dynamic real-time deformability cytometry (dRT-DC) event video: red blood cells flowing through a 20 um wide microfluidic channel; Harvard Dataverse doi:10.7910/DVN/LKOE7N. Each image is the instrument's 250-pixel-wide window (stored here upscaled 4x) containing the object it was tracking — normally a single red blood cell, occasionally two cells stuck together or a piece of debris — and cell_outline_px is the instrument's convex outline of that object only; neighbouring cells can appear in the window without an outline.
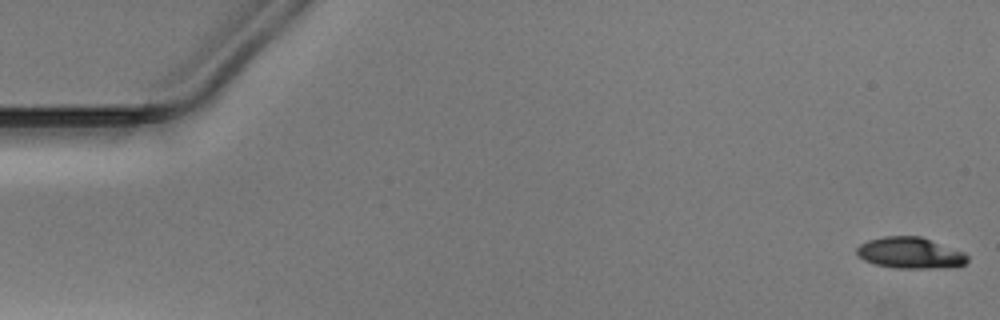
{"species": "Egyptian fruit bat (a non-hibernating species)", "species_latin": "Rousettus aegyptiacus", "temperature_condition": "warm", "stored_images_in_passage": 45, "camera_frame_rate_fps": 3000, "um_per_image_px": 0.085, "animal": {"sex": "male"}, "frame": {"image": 1, "passage_image": 1, "time_ms": 0.0, "image_size_px": [1000, 320], "cell_outline_px": [[968, 260], [964, 264], [956, 268], [896, 268], [876, 264], [864, 260], [856, 252], [856, 248], [860, 244], [868, 240], [884, 236], [920, 236], [964, 252], [968, 256]], "centroid_in_image_um": [77.39, 21.5], "position_along_channel_um": 7.6, "area_um2": 20.17}}
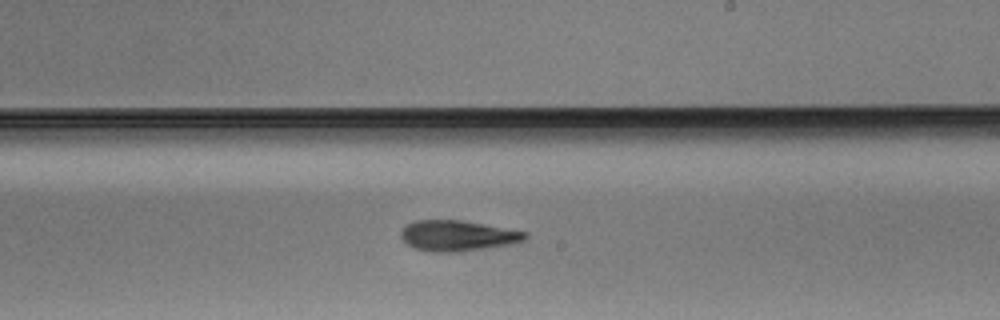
{"frame": {"image": 2, "passage_image": 30, "time_ms": 9.667, "image_size_px": [1000, 320], "cell_outline_px": [[528, 236], [524, 240], [508, 244], [484, 248], [456, 252], [432, 252], [412, 248], [400, 236], [400, 232], [408, 224], [416, 220], [460, 220], [528, 232]], "centroid_in_image_um": [38.87, 20.04], "position_along_channel_um": 250.1, "area_um2": 21.91}}
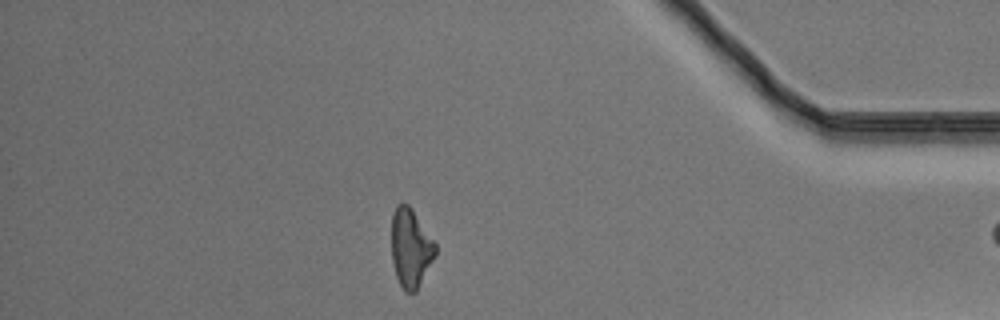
{"frame": {"image": 3, "passage_image": 44, "time_ms": 14.333, "image_size_px": [1000, 320], "cell_outline_px": [[436, 252], [416, 292], [404, 292], [396, 276], [392, 260], [392, 212], [396, 204], [408, 204], [412, 208], [436, 244]], "centroid_in_image_um": [34.89, 21.06], "position_along_channel_um": 400.3, "area_um2": 19.94}}